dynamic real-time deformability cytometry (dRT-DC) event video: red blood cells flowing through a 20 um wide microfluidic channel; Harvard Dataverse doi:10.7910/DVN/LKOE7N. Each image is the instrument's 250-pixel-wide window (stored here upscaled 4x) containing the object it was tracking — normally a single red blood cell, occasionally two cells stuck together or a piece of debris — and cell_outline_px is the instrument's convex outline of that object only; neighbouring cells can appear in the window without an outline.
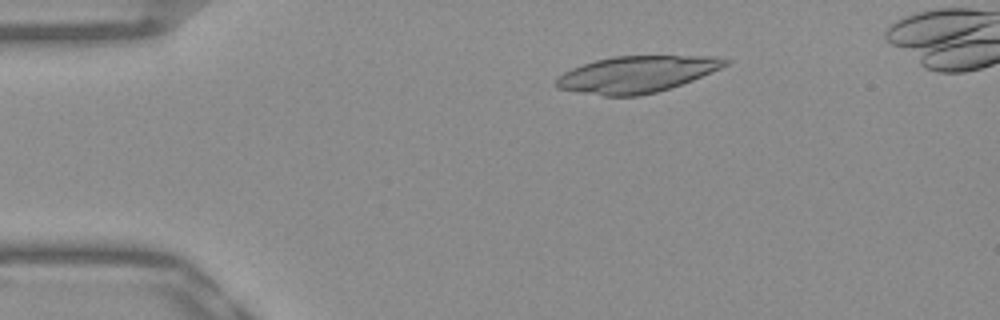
{"species": "Egyptian fruit bat (a non-hibernating species)", "species_latin": "Rousettus aegyptiacus", "temperature_condition": "warm", "stored_images_in_passage": 50, "camera_frame_rate_fps": 3000, "um_per_image_px": 0.085, "frame": {"image": 1, "passage_image": 9, "time_ms": 2.667, "image_size_px": [1000, 320], "cell_outline_px": [[732, 60], [728, 64], [720, 68], [692, 80], [656, 92], [640, 96], [604, 96], [556, 88], [556, 80], [564, 72], [572, 68], [596, 60], [612, 56], [716, 56]], "centroid_in_image_um": [54.12, 6.31], "position_along_channel_um": 30.9, "area_um2": 35.66}}
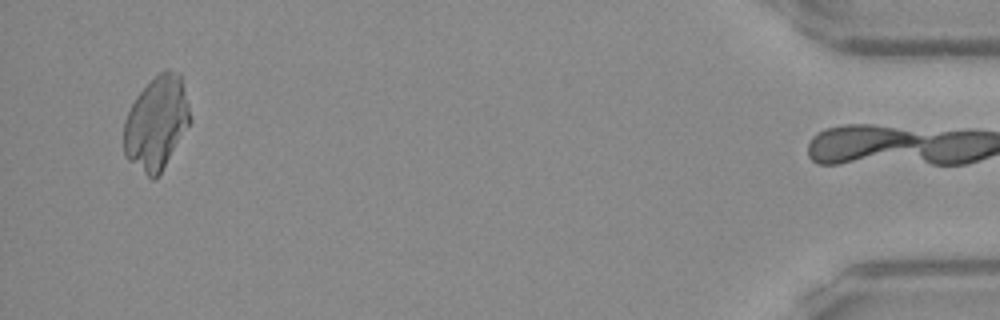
{"frame": {"image": 2, "passage_image": 49, "time_ms": 16.0, "image_size_px": [1000, 320], "cell_outline_px": [[188, 124], [156, 180], [152, 180], [128, 160], [124, 156], [124, 120], [136, 96], [160, 72], [168, 68], [180, 72], [188, 104]], "centroid_in_image_um": [13.26, 10.45], "position_along_channel_um": 421.9, "area_um2": 35.26}}